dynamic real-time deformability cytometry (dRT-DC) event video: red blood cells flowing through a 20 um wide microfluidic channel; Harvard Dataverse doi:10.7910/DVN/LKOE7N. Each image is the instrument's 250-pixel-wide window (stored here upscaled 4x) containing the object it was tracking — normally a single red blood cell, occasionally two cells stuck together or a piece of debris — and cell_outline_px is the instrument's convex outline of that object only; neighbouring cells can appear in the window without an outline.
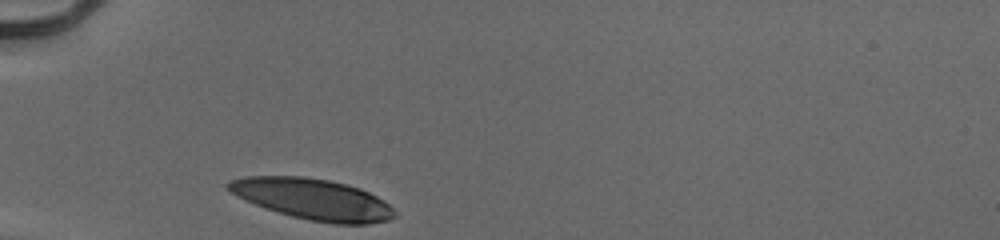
{"species": "human", "species_latin": "Homo sapiens", "temperature_condition": "cold", "stored_images_in_passage": 28, "camera_frame_rate_fps": 3000, "um_per_image_px": 0.085, "donor": {"sex": "male"}, "frame": {"image": 1, "passage_image": 1, "time_ms": 0.0, "image_size_px": [1000, 240], "cell_outline_px": [[396, 216], [388, 220], [368, 224], [332, 224], [308, 220], [292, 216], [264, 208], [244, 200], [236, 196], [224, 184], [228, 180], [244, 176], [304, 176], [328, 180], [360, 188], [384, 200], [396, 212]], "centroid_in_image_um": [26.56, 16.93], "position_along_channel_um": 58.4, "area_um2": 39.88}}
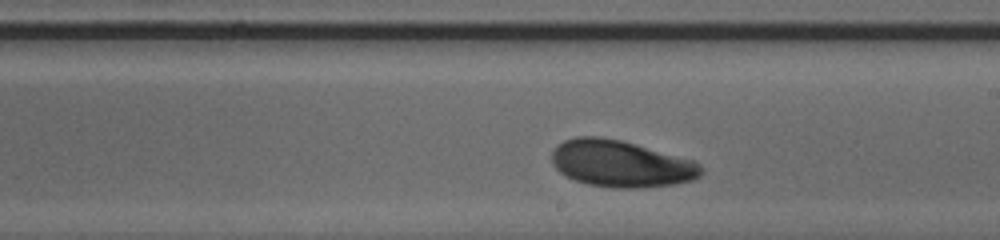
{"frame": {"image": 2, "passage_image": 16, "time_ms": 5.0, "image_size_px": [1000, 240], "cell_outline_px": [[704, 172], [700, 176], [692, 180], [676, 184], [640, 188], [612, 188], [588, 184], [576, 180], [560, 172], [552, 164], [552, 152], [556, 144], [564, 140], [576, 136], [600, 136], [620, 140], [636, 144], [696, 160], [700, 164]], "centroid_in_image_um": [52.8, 13.91], "position_along_channel_um": 236.2, "area_um2": 41.04}}
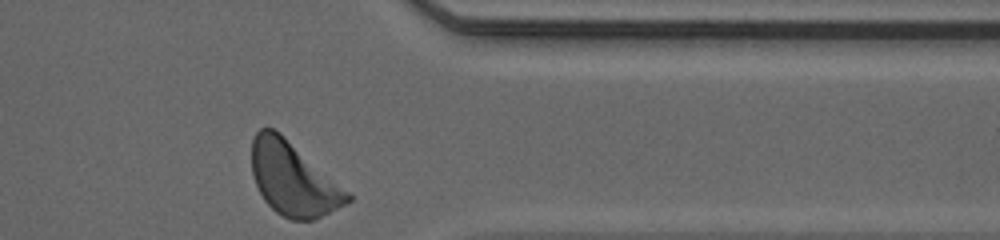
{"frame": {"image": 3, "passage_image": 28, "time_ms": 9.0, "image_size_px": [1000, 240], "cell_outline_px": [[352, 200], [312, 220], [292, 220], [276, 212], [264, 200], [252, 176], [252, 140], [256, 132], [260, 128], [272, 128], [280, 132], [348, 192], [352, 196]], "centroid_in_image_um": [24.88, 15.2], "position_along_channel_um": 386.5, "area_um2": 40.11}, "authors_computed_cell_mechanics": {"area_um2": 40.171, "velocity_mm_per_s": 3.8821, "shape_relaxation_time_tau1_ms": 1.8398, "shape_relaxation_time_tau2_ms": null, "deformation_change_tau1": 0.1148, "deformation_change_tau2": null}}